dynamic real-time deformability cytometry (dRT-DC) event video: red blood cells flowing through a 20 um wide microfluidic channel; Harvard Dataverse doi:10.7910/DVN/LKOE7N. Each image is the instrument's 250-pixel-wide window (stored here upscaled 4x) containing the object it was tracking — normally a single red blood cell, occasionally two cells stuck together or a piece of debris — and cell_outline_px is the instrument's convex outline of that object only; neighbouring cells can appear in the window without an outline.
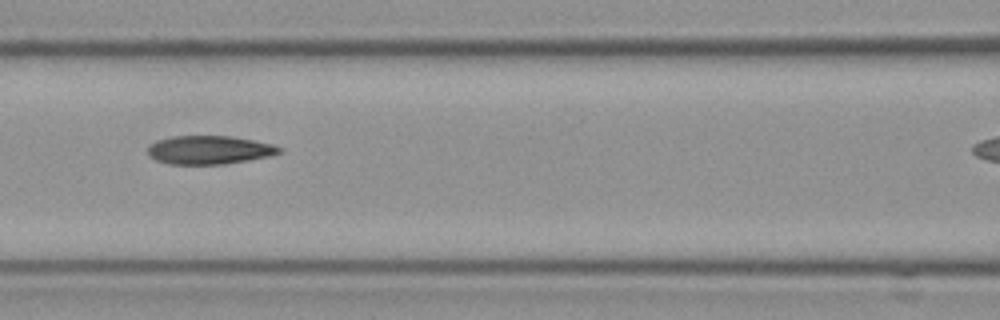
{"species": "Egyptian fruit bat (a non-hibernating species)", "species_latin": "Rousettus aegyptiacus", "temperature_condition": "cold", "stored_images_in_passage": 6, "camera_frame_rate_fps": 3000, "um_per_image_px": 0.085, "frame": {"image": 1, "passage_image": 3, "time_ms": 0.667, "image_size_px": [1000, 320], "cell_outline_px": [[284, 152], [268, 156], [248, 160], [224, 164], [168, 164], [156, 160], [148, 152], [148, 144], [156, 140], [172, 136], [228, 136], [252, 140], [272, 144], [284, 148]], "centroid_in_image_um": [17.79, 12.74], "position_along_channel_um": 148.8, "area_um2": 21.85}}
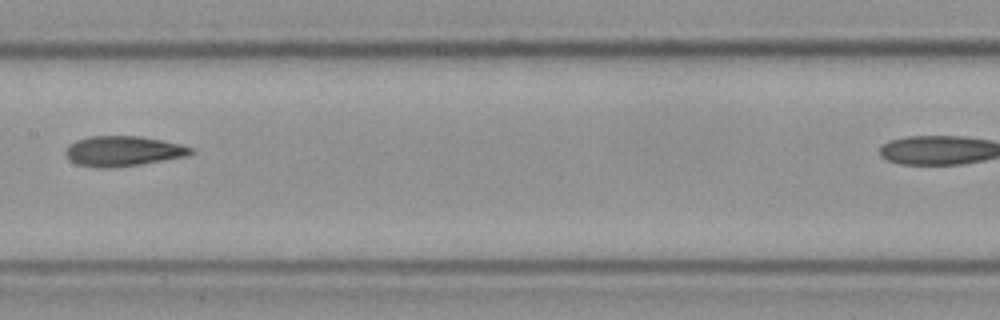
{"frame": {"image": 2, "passage_image": 4, "time_ms": 1.0, "image_size_px": [1000, 320], "cell_outline_px": [[196, 152], [188, 156], [140, 164], [112, 168], [96, 168], [76, 164], [68, 160], [64, 152], [68, 144], [76, 140], [88, 136], [140, 136], [164, 140], [180, 144], [192, 148]], "centroid_in_image_um": [10.43, 12.84], "position_along_channel_um": 197.0, "area_um2": 22.37}}
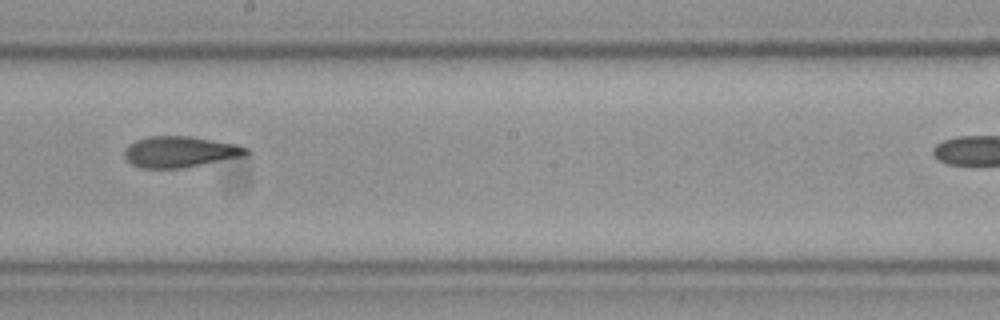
{"frame": {"image": 3, "passage_image": 5, "time_ms": 1.333, "image_size_px": [1000, 320], "cell_outline_px": [[252, 152], [248, 156], [184, 168], [140, 168], [132, 164], [124, 156], [124, 148], [128, 144], [136, 140], [148, 136], [188, 136], [236, 144], [248, 148]], "centroid_in_image_um": [15.34, 12.91], "position_along_channel_um": 232.9, "area_um2": 22.37}}